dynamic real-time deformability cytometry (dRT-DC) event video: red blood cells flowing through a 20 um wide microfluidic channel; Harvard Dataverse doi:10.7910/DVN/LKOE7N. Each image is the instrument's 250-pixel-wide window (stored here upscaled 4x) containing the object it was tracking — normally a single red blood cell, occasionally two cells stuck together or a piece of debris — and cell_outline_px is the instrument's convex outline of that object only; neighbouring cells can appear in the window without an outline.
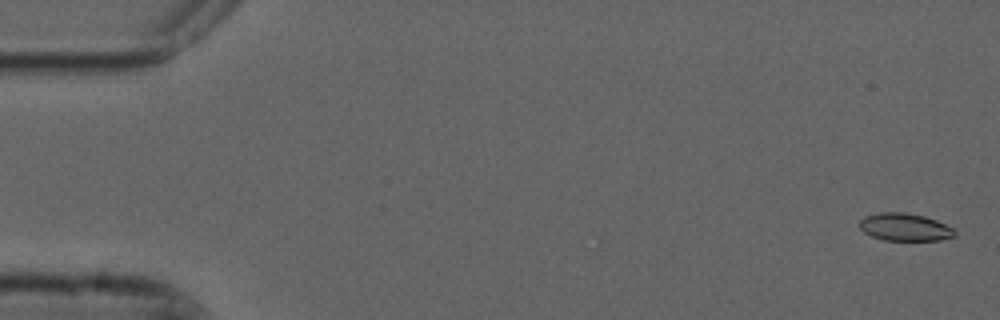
{"species": "common noctule bat (a hibernating species)", "species_latin": "Nyctalus noctula", "temperature_condition": "cold", "stored_images_in_passage": 5, "camera_frame_rate_fps": 3000, "um_per_image_px": 0.085, "animal": {"sex": "male", "forearm_length_mm": 52.5}, "frame": {"image": 1, "passage_image": 1, "time_ms": 0.0, "image_size_px": [1000, 320], "cell_outline_px": [[956, 236], [940, 240], [884, 240], [872, 236], [864, 232], [860, 228], [860, 220], [864, 216], [880, 212], [904, 212], [924, 216], [936, 220], [952, 228], [956, 232]], "centroid_in_image_um": [76.9, 19.3], "position_along_channel_um": 8.1, "area_um2": 15.26}}
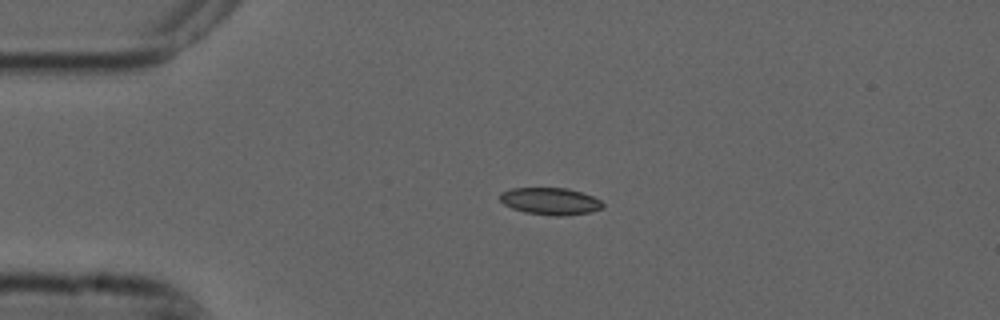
{"frame": {"image": 2, "passage_image": 4, "time_ms": 1.0, "image_size_px": [1000, 320], "cell_outline_px": [[604, 208], [588, 212], [564, 216], [552, 216], [524, 212], [512, 208], [504, 204], [500, 200], [500, 192], [512, 188], [568, 188], [592, 196], [600, 200], [604, 204]], "centroid_in_image_um": [46.77, 17.1], "position_along_channel_um": 38.2, "area_um2": 16.24}}